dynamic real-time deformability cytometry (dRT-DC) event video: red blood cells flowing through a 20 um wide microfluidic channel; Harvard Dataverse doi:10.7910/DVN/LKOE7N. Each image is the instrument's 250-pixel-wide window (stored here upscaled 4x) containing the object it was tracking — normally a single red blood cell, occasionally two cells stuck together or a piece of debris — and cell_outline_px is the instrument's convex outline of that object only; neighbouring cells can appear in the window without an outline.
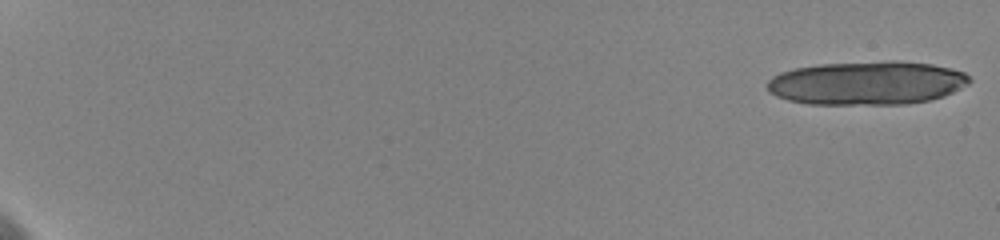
{"species": "human", "species_latin": "Homo sapiens", "temperature_condition": "cold", "stored_images_in_passage": 42, "camera_frame_rate_fps": 3000, "um_per_image_px": 0.085, "donor": {"sex": "female"}, "frame": {"image": 1, "passage_image": 1, "time_ms": 0.0, "image_size_px": [1000, 240], "cell_outline_px": [[972, 80], [968, 84], [944, 96], [928, 100], [908, 104], [808, 104], [788, 100], [776, 96], [768, 92], [768, 80], [772, 76], [780, 72], [796, 68], [820, 64], [892, 60], [896, 60], [932, 64], [964, 72]], "centroid_in_image_um": [73.68, 7.05], "position_along_channel_um": 11.3, "area_um2": 51.56}}